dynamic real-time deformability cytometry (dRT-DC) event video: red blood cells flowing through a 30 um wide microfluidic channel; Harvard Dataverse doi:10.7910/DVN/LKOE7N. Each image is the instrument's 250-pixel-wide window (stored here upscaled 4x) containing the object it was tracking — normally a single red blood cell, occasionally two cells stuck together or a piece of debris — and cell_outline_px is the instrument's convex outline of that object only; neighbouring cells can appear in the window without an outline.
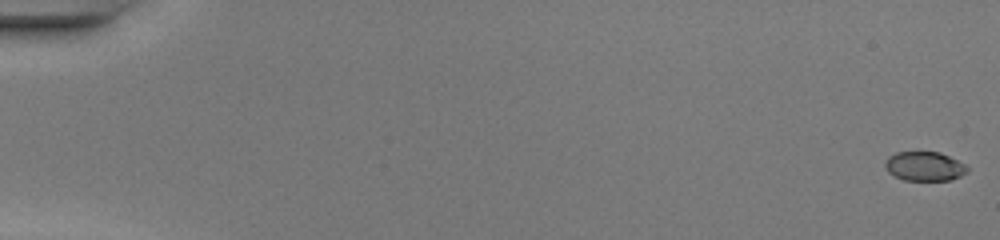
{"species": "common noctule bat (a hibernating species)", "species_latin": "Nyctalus noctula", "temperature_condition": "warm", "stored_images_in_passage": 50, "camera_frame_rate_fps": 3000, "um_per_image_px": 0.085, "animal": {"sex": "female", "body_mass_g": 20.0, "forearm_length_mm": 54.0}, "frame": {"image": 1, "passage_image": 1, "time_ms": 0.0, "image_size_px": [1000, 240], "cell_outline_px": [[968, 172], [960, 176], [948, 180], [904, 180], [888, 172], [884, 168], [884, 160], [888, 156], [896, 152], [940, 152], [964, 164], [968, 168]], "centroid_in_image_um": [78.54, 14.13], "position_along_channel_um": 6.5, "area_um2": 13.99}}
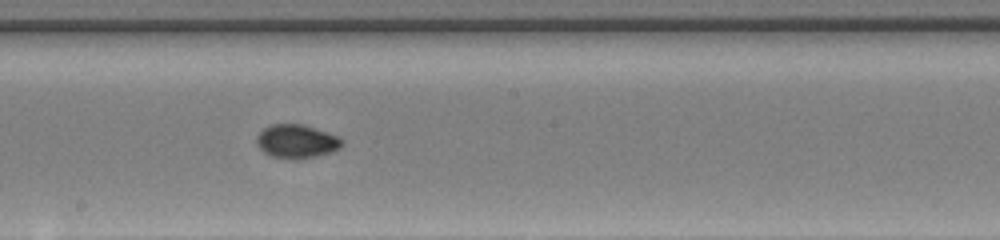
{"frame": {"image": 2, "passage_image": 29, "time_ms": 9.333, "image_size_px": [1000, 240], "cell_outline_px": [[344, 144], [340, 148], [332, 152], [316, 156], [272, 156], [264, 152], [256, 144], [256, 136], [268, 124], [300, 124], [328, 132], [340, 136], [344, 140]], "centroid_in_image_um": [25.24, 11.96], "position_along_channel_um": 223.0, "area_um2": 16.3}}
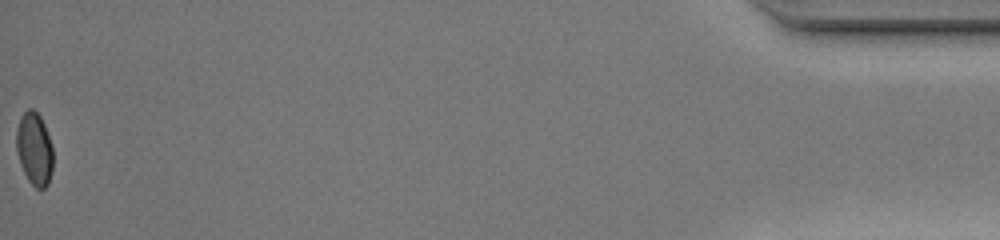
{"frame": {"image": 3, "passage_image": 50, "time_ms": 16.333, "image_size_px": [1000, 240], "cell_outline_px": [[52, 172], [48, 184], [44, 188], [36, 188], [28, 180], [20, 164], [16, 152], [16, 128], [20, 116], [28, 108], [32, 108], [40, 116], [44, 124], [52, 144]], "centroid_in_image_um": [2.91, 12.64], "position_along_channel_um": 432.3, "area_um2": 15.72}, "authors_computed_cell_mechanics": {"area_um2": 15.7505, "velocity_mm_per_s": 4.3042, "shape_relaxation_time_tau1_ms": 10.0779, "shape_relaxation_time_tau2_ms": 0.7005, "deformation_change_tau1": 0.2345, "deformation_change_tau2": 0.0309}}